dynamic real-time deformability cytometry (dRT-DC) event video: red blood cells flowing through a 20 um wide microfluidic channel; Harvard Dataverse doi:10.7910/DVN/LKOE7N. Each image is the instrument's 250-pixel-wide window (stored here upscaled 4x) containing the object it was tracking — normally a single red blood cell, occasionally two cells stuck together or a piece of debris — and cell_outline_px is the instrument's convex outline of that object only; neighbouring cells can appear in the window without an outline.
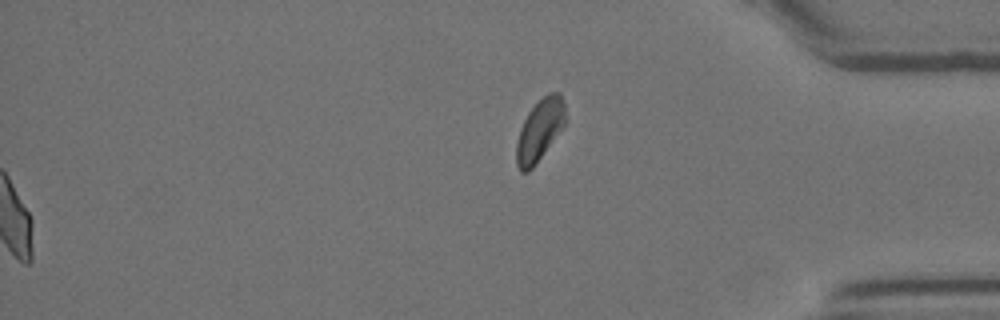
{"species": "Egyptian fruit bat (a non-hibernating species)", "species_latin": "Rousettus aegyptiacus", "temperature_condition": "room temperature", "stored_images_in_passage": 58, "segment_of_instrument_passage": [2, 2], "camera_frame_rate_fps": 3000, "um_per_image_px": 0.085, "animal": {"sex": "female"}, "frame": {"image": 1, "passage_image": 58, "time_ms": 19.0, "image_size_px": [1000, 320], "cell_outline_px": [[568, 120], [564, 128], [536, 164], [528, 172], [520, 172], [516, 164], [516, 144], [520, 128], [528, 112], [548, 92], [560, 92], [564, 104]], "centroid_in_image_um": [45.91, 11.07], "position_along_channel_um": 389.3, "area_um2": 17.98}}